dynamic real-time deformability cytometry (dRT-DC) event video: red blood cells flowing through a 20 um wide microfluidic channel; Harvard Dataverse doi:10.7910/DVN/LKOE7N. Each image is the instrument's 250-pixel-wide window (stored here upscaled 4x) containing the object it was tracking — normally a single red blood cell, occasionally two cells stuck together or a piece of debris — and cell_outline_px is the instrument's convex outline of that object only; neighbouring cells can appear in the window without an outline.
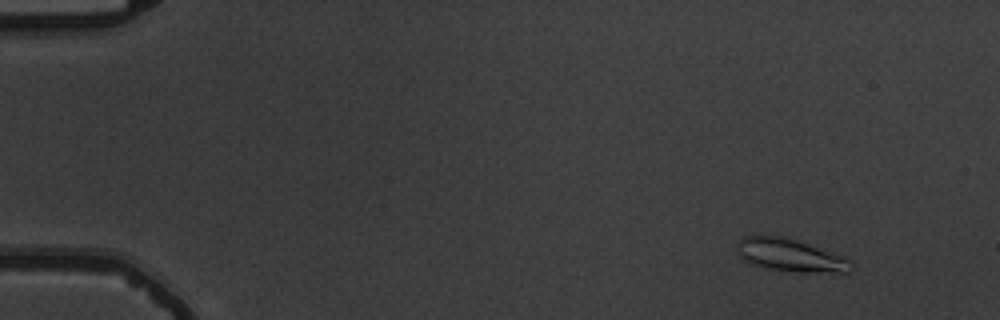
{"species": "common noctule bat (a hibernating species)", "species_latin": "Nyctalus noctula", "temperature_condition": "warm", "stored_images_in_passage": 55, "camera_frame_rate_fps": 3000, "um_per_image_px": 0.085, "animal": {"sex": "male", "body_mass_g": 19.5, "forearm_length_mm": 54.6}, "frame": {"image": 1, "passage_image": 5, "time_ms": 1.333, "image_size_px": [1000, 320], "cell_outline_px": [[852, 268], [848, 272], [800, 272], [764, 268], [752, 264], [744, 260], [736, 252], [736, 244], [744, 236], [780, 236], [796, 240], [848, 260], [852, 264]], "centroid_in_image_um": [67.06, 21.71], "position_along_channel_um": 17.9, "area_um2": 21.1}}
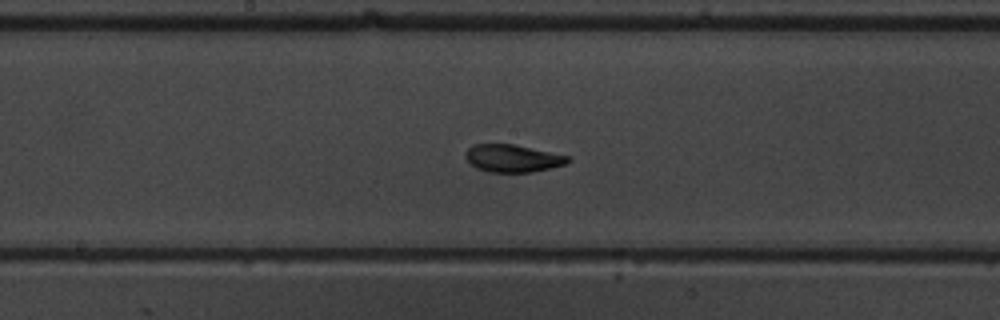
{"frame": {"image": 2, "passage_image": 30, "time_ms": 9.667, "image_size_px": [1000, 320], "cell_outline_px": [[572, 160], [564, 164], [532, 172], [488, 172], [476, 168], [464, 156], [464, 152], [472, 144], [512, 144], [568, 156]], "centroid_in_image_um": [43.52, 13.45], "position_along_channel_um": 204.7, "area_um2": 16.24}}
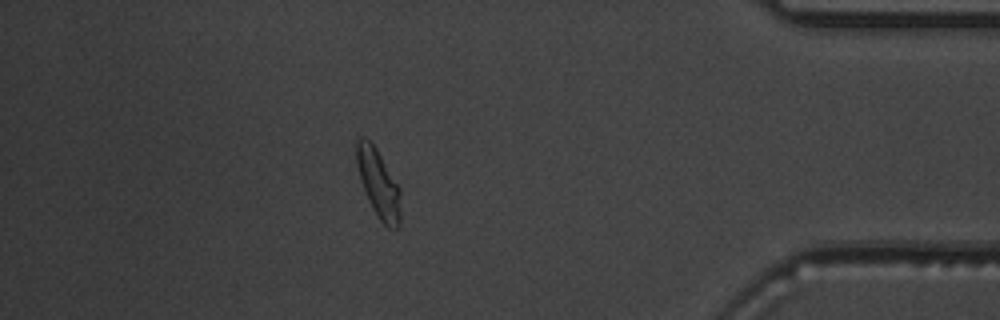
{"frame": {"image": 3, "passage_image": 49, "time_ms": 16.0, "image_size_px": [1000, 320], "cell_outline_px": [[400, 224], [396, 228], [388, 228], [380, 220], [372, 208], [368, 200], [360, 180], [356, 164], [356, 140], [360, 136], [364, 136], [376, 148], [400, 188]], "centroid_in_image_um": [32.15, 15.59], "position_along_channel_um": 403.0, "area_um2": 17.51}, "authors_computed_cell_mechanics": {"area_um2": 17.1088, "velocity_mm_per_s": 3.6938, "shape_relaxation_time_tau1_ms": 4.252, "shape_relaxation_time_tau2_ms": 1.5738, "deformation_change_tau1": 0.1573, "deformation_change_tau2": 0.0716}}